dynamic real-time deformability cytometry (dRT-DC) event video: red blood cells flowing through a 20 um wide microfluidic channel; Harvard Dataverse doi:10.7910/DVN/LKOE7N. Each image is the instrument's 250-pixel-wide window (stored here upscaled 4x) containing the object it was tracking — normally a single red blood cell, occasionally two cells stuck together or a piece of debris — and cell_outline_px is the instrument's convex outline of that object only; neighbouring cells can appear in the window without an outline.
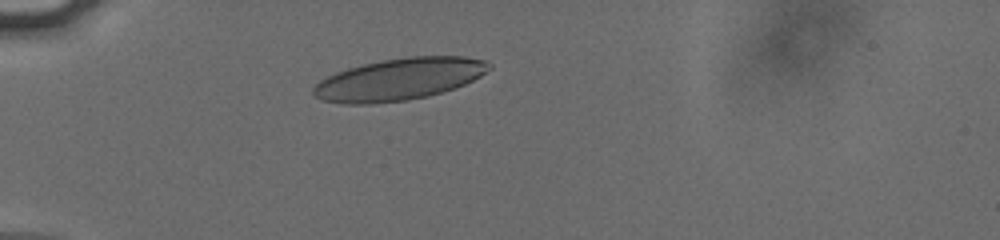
{"species": "human", "species_latin": "Homo sapiens", "temperature_condition": "cold", "stored_images_in_passage": 35, "camera_frame_rate_fps": 3000, "um_per_image_px": 0.085, "donor": {"sex": "male"}, "frame": {"image": 1, "passage_image": 1, "time_ms": 0.0, "image_size_px": [1000, 240], "cell_outline_px": [[492, 68], [480, 76], [464, 84], [428, 96], [408, 100], [372, 104], [344, 104], [320, 100], [312, 96], [312, 88], [320, 80], [336, 72], [348, 68], [364, 64], [384, 60], [408, 56], [464, 56], [488, 60], [492, 64]], "centroid_in_image_um": [33.91, 6.74], "position_along_channel_um": 51.1, "area_um2": 43.12}}
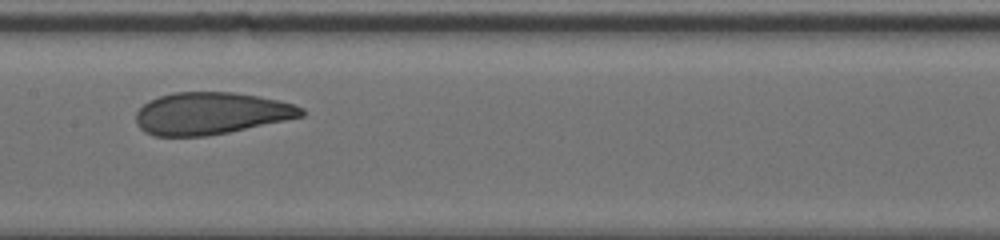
{"frame": {"image": 2, "passage_image": 14, "time_ms": 4.333, "image_size_px": [1000, 240], "cell_outline_px": [[304, 116], [228, 132], [208, 136], [156, 136], [144, 132], [136, 124], [136, 112], [148, 100], [172, 92], [232, 92], [260, 96], [280, 100], [304, 108]], "centroid_in_image_um": [17.91, 9.63], "position_along_channel_um": 189.5, "area_um2": 40.63}}
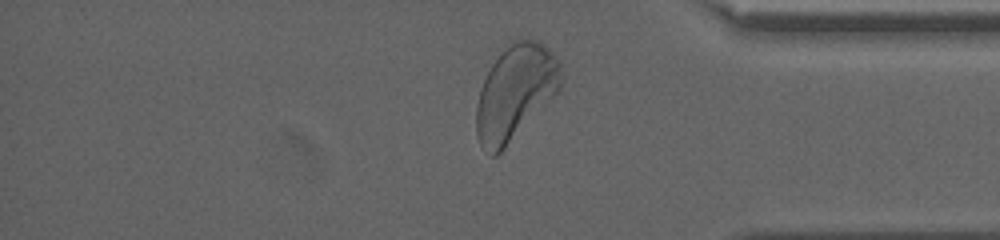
{"frame": {"image": 3, "passage_image": 31, "time_ms": 10.0, "image_size_px": [1000, 240], "cell_outline_px": [[560, 88], [504, 148], [496, 156], [492, 156], [480, 144], [476, 132], [476, 104], [480, 88], [492, 64], [516, 36], [536, 40], [544, 44], [552, 52], [560, 64]], "centroid_in_image_um": [43.77, 7.81], "position_along_channel_um": 391.4, "area_um2": 45.95}, "authors_computed_cell_mechanics": {"area_um2": 41.5582, "velocity_mm_per_s": 3.7882, "shape_relaxation_time_tau1_ms": 3.2001, "shape_relaxation_time_tau2_ms": 0.8732, "deformation_change_tau1": 0.1368, "deformation_change_tau2": 0.0737}}